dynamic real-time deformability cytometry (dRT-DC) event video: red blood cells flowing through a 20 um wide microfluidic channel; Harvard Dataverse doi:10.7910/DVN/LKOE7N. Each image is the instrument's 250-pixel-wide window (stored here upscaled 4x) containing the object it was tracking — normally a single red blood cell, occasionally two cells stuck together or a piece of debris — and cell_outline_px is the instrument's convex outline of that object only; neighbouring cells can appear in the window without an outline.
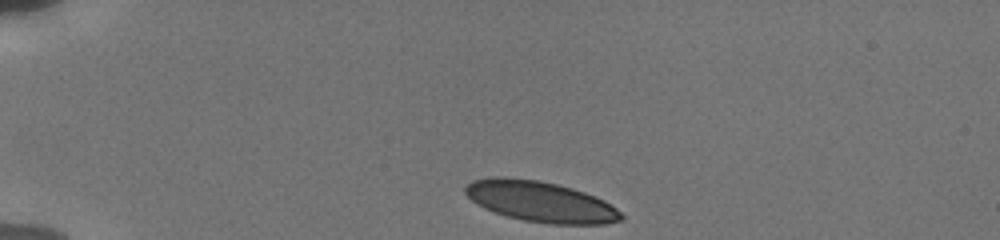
{"species": "human", "species_latin": "Homo sapiens", "temperature_condition": "cold", "stored_images_in_passage": 9, "camera_frame_rate_fps": 3000, "um_per_image_px": 0.085, "donor": {"sex": "male"}, "frame": {"image": 1, "passage_image": 1, "time_ms": 0.0, "image_size_px": [1000, 240], "cell_outline_px": [[624, 220], [604, 224], [548, 224], [524, 220], [508, 216], [484, 208], [472, 200], [464, 192], [464, 188], [472, 180], [496, 176], [504, 176], [536, 180], [556, 184], [572, 188], [596, 196], [604, 200], [616, 208], [624, 216]], "centroid_in_image_um": [45.96, 17.13], "position_along_channel_um": 39.0, "area_um2": 36.88}}
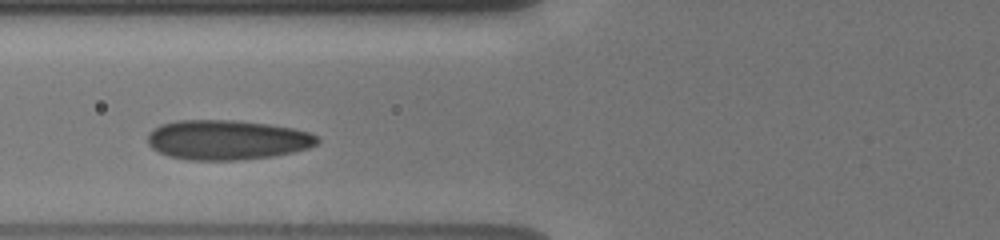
{"frame": {"image": 2, "passage_image": 5, "time_ms": 3.333, "image_size_px": [1000, 240], "cell_outline_px": [[320, 140], [316, 144], [308, 148], [292, 152], [272, 156], [240, 160], [188, 160], [168, 156], [152, 148], [148, 144], [148, 132], [160, 124], [176, 120], [240, 120], [296, 128], [308, 132], [316, 136]], "centroid_in_image_um": [19.28, 11.88], "position_along_channel_um": 106.5, "area_um2": 39.54}}
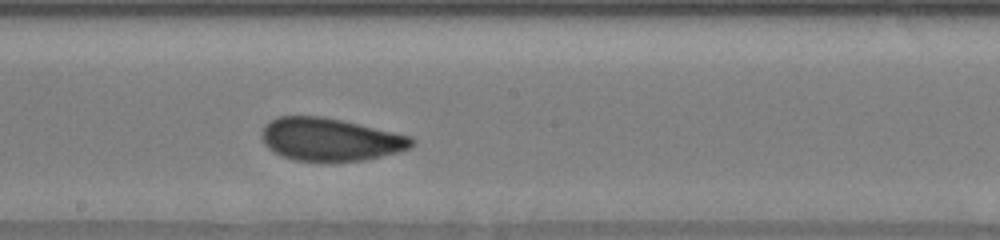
{"frame": {"image": 3, "passage_image": 9, "time_ms": 6.333, "image_size_px": [1000, 240], "cell_outline_px": [[416, 144], [408, 148], [396, 152], [364, 160], [292, 160], [268, 148], [264, 144], [260, 136], [260, 132], [264, 124], [276, 116], [324, 116], [412, 136], [416, 140]], "centroid_in_image_um": [28.04, 11.82], "position_along_channel_um": 220.2, "area_um2": 37.28}}